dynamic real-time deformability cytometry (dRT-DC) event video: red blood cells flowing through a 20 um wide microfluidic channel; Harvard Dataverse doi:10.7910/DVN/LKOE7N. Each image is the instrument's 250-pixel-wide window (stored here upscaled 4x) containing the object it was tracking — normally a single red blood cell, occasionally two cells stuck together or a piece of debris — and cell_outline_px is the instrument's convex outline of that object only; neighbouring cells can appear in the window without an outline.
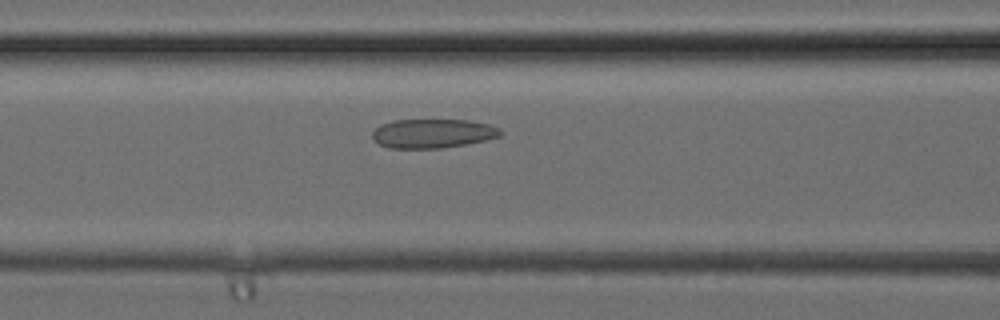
{"species": "common noctule bat (a hibernating species)", "species_latin": "Nyctalus noctula", "temperature_condition": "cold", "stored_images_in_passage": 23, "camera_frame_rate_fps": 3000, "um_per_image_px": 0.085, "animal": {"sex": "female", "body_mass_g": 24.6, "forearm_length_mm": 56.2}, "frame": {"image": 1, "passage_image": 4, "time_ms": 1.0, "image_size_px": [1000, 320], "cell_outline_px": [[504, 132], [500, 136], [468, 144], [440, 148], [388, 148], [380, 144], [372, 136], [372, 132], [380, 124], [392, 120], [468, 120], [488, 124], [500, 128]], "centroid_in_image_um": [36.8, 11.34], "position_along_channel_um": 129.8, "area_um2": 21.73}}
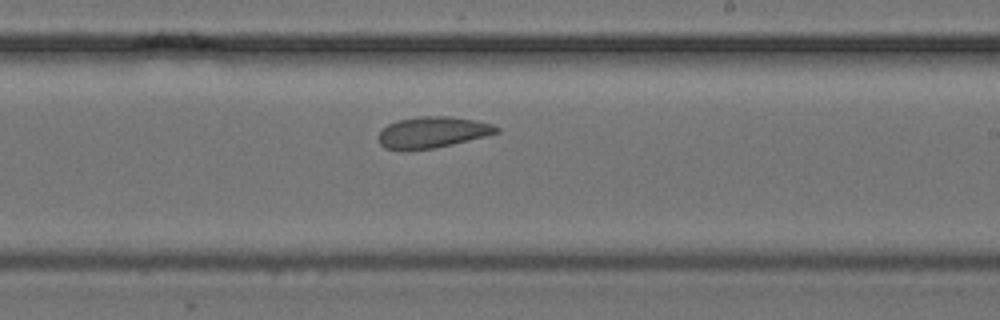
{"frame": {"image": 2, "passage_image": 10, "time_ms": 3.0, "image_size_px": [1000, 320], "cell_outline_px": [[500, 132], [452, 144], [432, 148], [408, 152], [384, 148], [380, 144], [376, 136], [388, 124], [396, 120], [420, 116], [448, 116], [472, 120], [492, 124], [500, 128]], "centroid_in_image_um": [36.68, 11.26], "position_along_channel_um": 252.3, "area_um2": 21.62}}
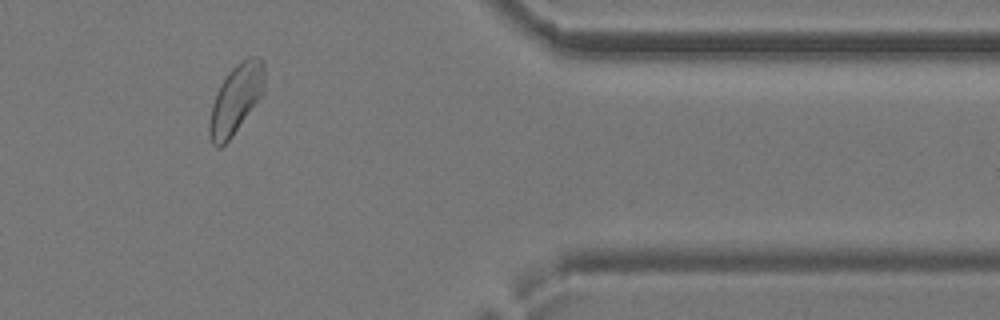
{"frame": {"image": 3, "passage_image": 18, "time_ms": 5.667, "image_size_px": [1000, 320], "cell_outline_px": [[264, 92], [232, 136], [220, 148], [216, 148], [212, 144], [208, 136], [208, 124], [212, 104], [216, 92], [220, 84], [228, 72], [236, 64], [248, 56], [260, 56], [264, 60]], "centroid_in_image_um": [20.03, 8.41], "position_along_channel_um": 391.4, "area_um2": 22.37}}